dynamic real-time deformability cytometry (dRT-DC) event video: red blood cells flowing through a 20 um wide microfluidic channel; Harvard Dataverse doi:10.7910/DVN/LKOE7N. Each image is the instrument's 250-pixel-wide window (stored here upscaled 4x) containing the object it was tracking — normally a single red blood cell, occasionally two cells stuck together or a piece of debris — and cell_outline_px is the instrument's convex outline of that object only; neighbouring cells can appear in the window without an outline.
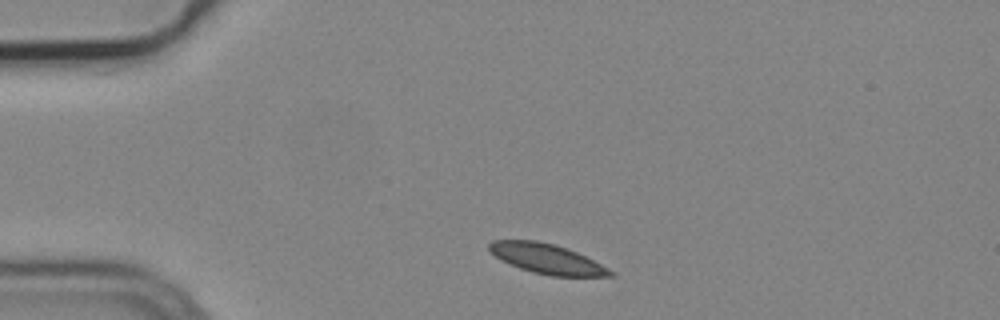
{"species": "common noctule bat (a hibernating species)", "species_latin": "Nyctalus noctula", "temperature_condition": "cold", "stored_images_in_passage": 2, "camera_frame_rate_fps": 3000, "um_per_image_px": 0.085, "animal": {"sex": "male", "body_mass_g": 19.2, "forearm_length_mm": 51.8}, "frame": {"image": 1, "passage_image": 1, "time_ms": 0.0, "image_size_px": [1000, 320], "cell_outline_px": [[616, 276], [548, 276], [532, 272], [520, 268], [500, 260], [488, 252], [488, 244], [492, 240], [536, 240], [556, 244], [568, 248], [616, 272]], "centroid_in_image_um": [46.45, 21.99], "position_along_channel_um": 38.6, "area_um2": 21.27}}